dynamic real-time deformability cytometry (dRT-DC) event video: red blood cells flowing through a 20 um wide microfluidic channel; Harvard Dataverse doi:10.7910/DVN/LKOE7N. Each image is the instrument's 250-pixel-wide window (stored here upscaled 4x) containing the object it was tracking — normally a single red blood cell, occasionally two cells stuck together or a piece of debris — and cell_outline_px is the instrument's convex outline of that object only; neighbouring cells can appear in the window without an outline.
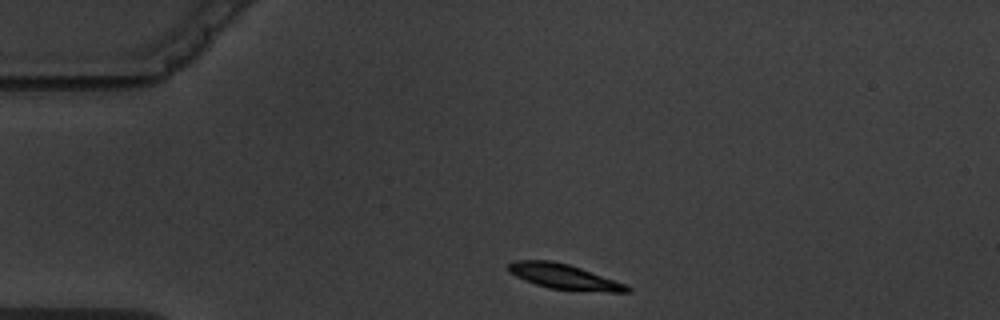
{"species": "common noctule bat (a hibernating species)", "species_latin": "Nyctalus noctula", "temperature_condition": "warm", "stored_images_in_passage": 2, "camera_frame_rate_fps": 3000, "um_per_image_px": 0.085, "animal": {"sex": "male", "body_mass_g": 19.5, "forearm_length_mm": 54.6}, "frame": {"image": 1, "passage_image": 1, "time_ms": 0.0, "image_size_px": [1000, 320], "cell_outline_px": [[632, 288], [628, 292], [608, 292], [548, 288], [524, 280], [508, 272], [508, 264], [512, 260], [552, 260], [568, 264], [580, 268], [624, 284]], "centroid_in_image_um": [47.87, 23.5], "position_along_channel_um": 37.1, "area_um2": 17.11}}